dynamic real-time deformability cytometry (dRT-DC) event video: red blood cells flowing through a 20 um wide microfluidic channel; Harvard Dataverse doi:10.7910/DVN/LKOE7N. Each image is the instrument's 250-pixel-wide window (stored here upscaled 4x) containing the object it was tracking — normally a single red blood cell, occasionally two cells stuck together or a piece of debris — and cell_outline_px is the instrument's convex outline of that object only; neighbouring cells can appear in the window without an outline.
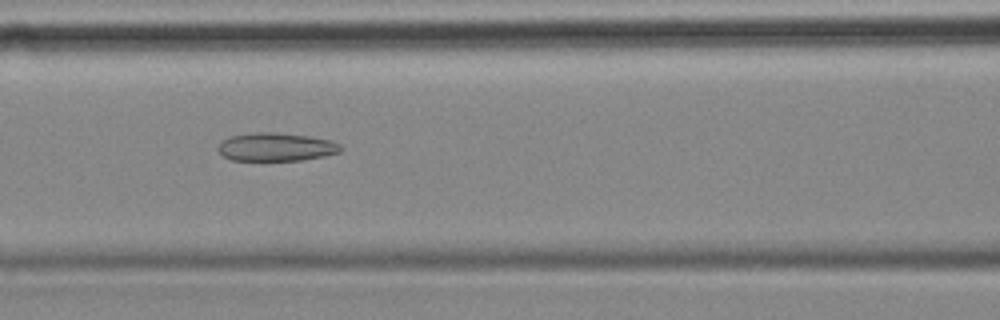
{"species": "common noctule bat (a hibernating species)", "species_latin": "Nyctalus noctula", "temperature_condition": "cold", "stored_images_in_passage": 55, "camera_frame_rate_fps": 3000, "um_per_image_px": 0.085, "animal": {"sex": "female", "body_mass_g": 18.4}, "frame": {"image": 1, "passage_image": 23, "time_ms": 7.333, "image_size_px": [1000, 320], "cell_outline_px": [[344, 148], [340, 152], [324, 156], [300, 160], [232, 160], [224, 156], [216, 148], [224, 140], [232, 136], [256, 132], [276, 132], [308, 136], [332, 140], [340, 144]], "centroid_in_image_um": [23.51, 12.49], "position_along_channel_um": 143.1, "area_um2": 20.11}}
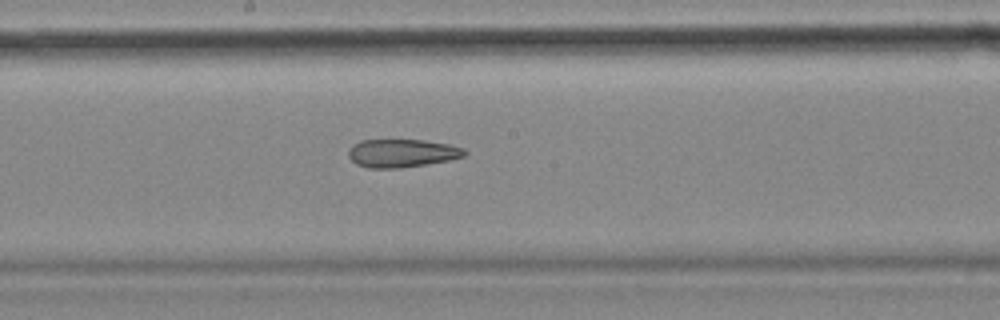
{"frame": {"image": 2, "passage_image": 29, "time_ms": 9.333, "image_size_px": [1000, 320], "cell_outline_px": [[468, 152], [464, 156], [448, 160], [400, 168], [368, 168], [356, 164], [348, 156], [348, 152], [352, 144], [360, 140], [424, 140], [448, 144], [464, 148]], "centroid_in_image_um": [34.14, 13.01], "position_along_channel_um": 214.1, "area_um2": 19.02}}
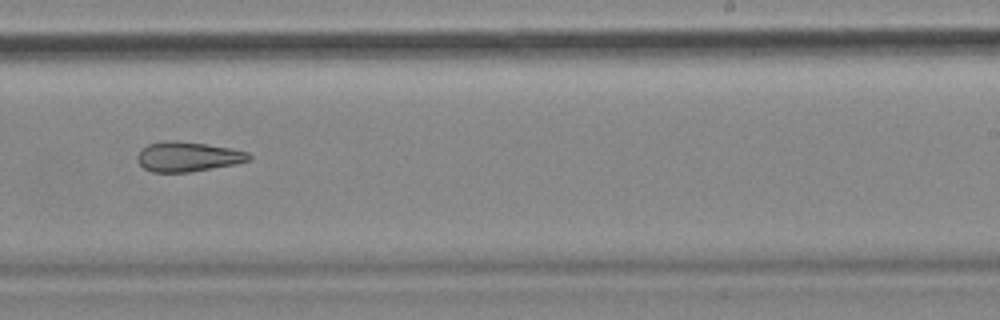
{"frame": {"image": 3, "passage_image": 34, "time_ms": 11.0, "image_size_px": [1000, 320], "cell_outline_px": [[252, 160], [236, 164], [192, 172], [152, 172], [144, 168], [136, 160], [136, 156], [140, 148], [148, 144], [164, 140], [176, 140], [208, 144], [232, 148], [248, 152], [252, 156]], "centroid_in_image_um": [15.96, 13.31], "position_along_channel_um": 273.0, "area_um2": 19.83}, "authors_computed_cell_mechanics": {"area_um2": 23.1778, "velocity_mm_per_s": 3.5659, "shape_relaxation_time_tau1_ms": null, "shape_relaxation_time_tau2_ms": 6.2767, "deformation_change_tau1": null, "deformation_change_tau2": 0.1631}}